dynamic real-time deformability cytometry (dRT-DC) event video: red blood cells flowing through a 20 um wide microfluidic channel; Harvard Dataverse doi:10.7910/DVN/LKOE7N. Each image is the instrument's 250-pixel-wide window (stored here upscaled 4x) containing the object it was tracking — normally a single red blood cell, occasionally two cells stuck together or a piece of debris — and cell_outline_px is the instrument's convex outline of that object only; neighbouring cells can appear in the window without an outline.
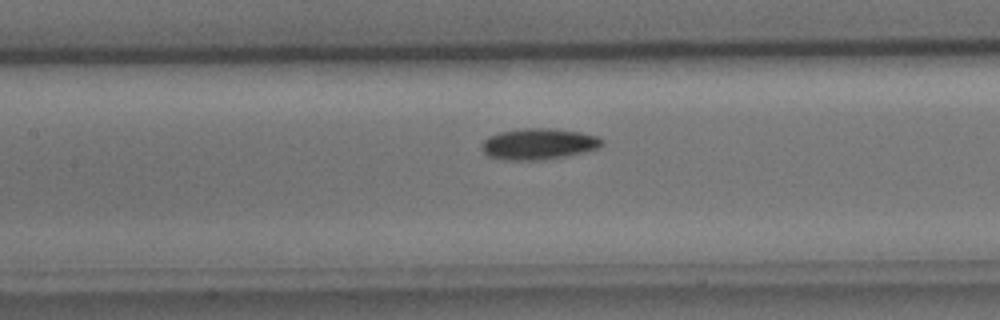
{"species": "common noctule bat (a hibernating species)", "species_latin": "Nyctalus noctula", "temperature_condition": "cold", "stored_images_in_passage": 35, "camera_frame_rate_fps": 3000, "um_per_image_px": 0.085, "animal": {"sex": "male", "body_mass_g": 15.6}, "frame": {"image": 1, "passage_image": 8, "time_ms": 2.333, "image_size_px": [1000, 320], "cell_outline_px": [[604, 144], [600, 148], [584, 152], [564, 156], [536, 160], [504, 160], [488, 156], [484, 152], [480, 144], [488, 136], [500, 132], [524, 128], [552, 128], [580, 132], [600, 136], [604, 140]], "centroid_in_image_um": [45.8, 12.23], "position_along_channel_um": 161.6, "area_um2": 21.96}}
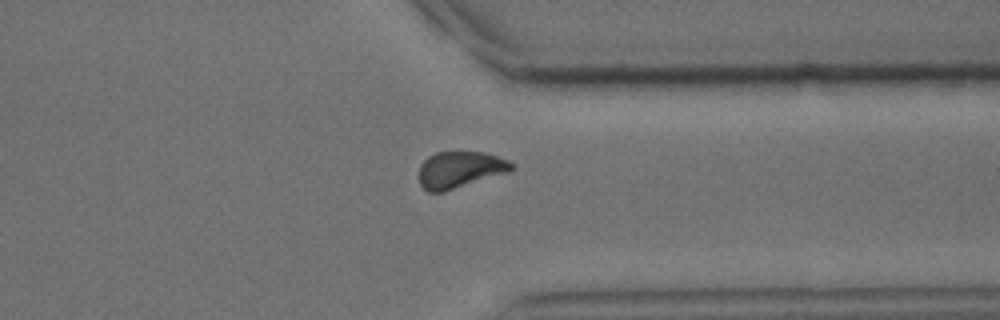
{"frame": {"image": 2, "passage_image": 24, "time_ms": 7.667, "image_size_px": [1000, 320], "cell_outline_px": [[516, 168], [512, 172], [444, 192], [428, 192], [420, 184], [420, 164], [428, 156], [436, 152], [484, 152], [508, 160]], "centroid_in_image_um": [39.14, 14.43], "position_along_channel_um": 372.3, "area_um2": 20.0}}
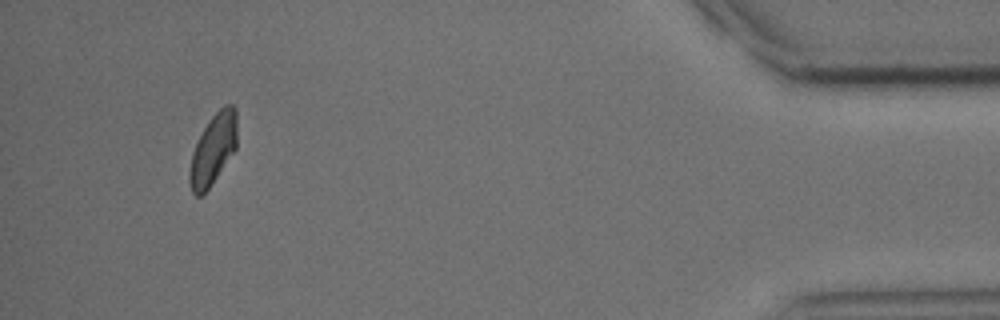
{"frame": {"image": 3, "passage_image": 32, "time_ms": 10.333, "image_size_px": [1000, 320], "cell_outline_px": [[236, 148], [208, 188], [200, 196], [196, 196], [192, 192], [188, 180], [188, 172], [192, 152], [204, 128], [212, 116], [224, 104], [232, 104], [236, 108]], "centroid_in_image_um": [18.1, 12.68], "position_along_channel_um": 417.1, "area_um2": 19.25}, "authors_computed_cell_mechanics": {"area_um2": 20.2878, "velocity_mm_per_s": 3.9673, "shape_relaxation_time_tau1_ms": 2.8063, "shape_relaxation_time_tau2_ms": null, "deformation_change_tau1": 0.0897, "deformation_change_tau2": null}}